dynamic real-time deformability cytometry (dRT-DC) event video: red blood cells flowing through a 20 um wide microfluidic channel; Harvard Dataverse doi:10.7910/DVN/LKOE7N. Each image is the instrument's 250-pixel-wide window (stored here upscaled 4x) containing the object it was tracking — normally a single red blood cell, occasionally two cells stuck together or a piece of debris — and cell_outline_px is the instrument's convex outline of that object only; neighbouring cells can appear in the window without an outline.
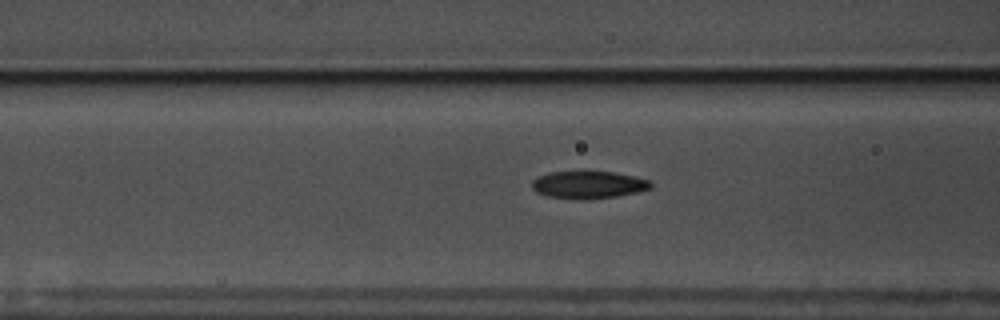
{"species": "common noctule bat (a hibernating species)", "species_latin": "Nyctalus noctula", "temperature_condition": "warm", "stored_images_in_passage": 59, "camera_frame_rate_fps": 3000, "um_per_image_px": 0.085, "animal": {"sex": "male", "body_mass_g": 17.5, "forearm_length_mm": 52.3}, "frame": {"image": 1, "passage_image": 24, "time_ms": 7.667, "image_size_px": [1000, 320], "cell_outline_px": [[652, 188], [636, 192], [616, 196], [584, 200], [576, 200], [548, 196], [536, 192], [532, 188], [532, 180], [540, 176], [552, 172], [616, 172], [652, 180]], "centroid_in_image_um": [50.04, 15.72], "position_along_channel_um": 116.6, "area_um2": 19.02}}
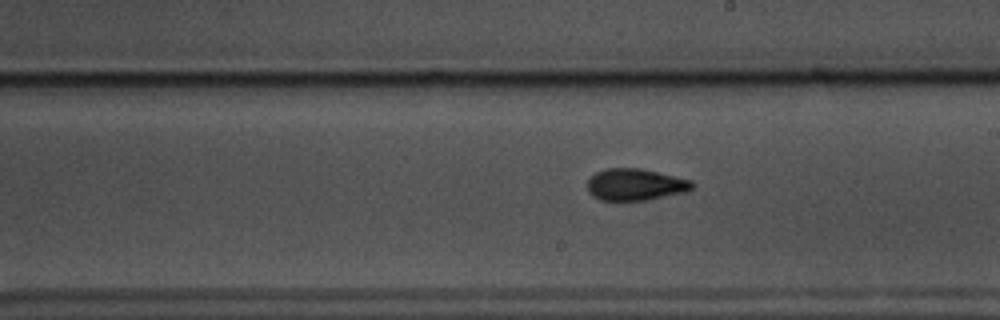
{"frame": {"image": 2, "passage_image": 34, "time_ms": 11.0, "image_size_px": [1000, 320], "cell_outline_px": [[696, 184], [692, 188], [684, 192], [648, 200], [600, 200], [592, 196], [588, 192], [588, 180], [596, 172], [604, 168], [640, 168], [692, 180]], "centroid_in_image_um": [54.0, 15.68], "position_along_channel_um": 235.0, "area_um2": 19.42}}
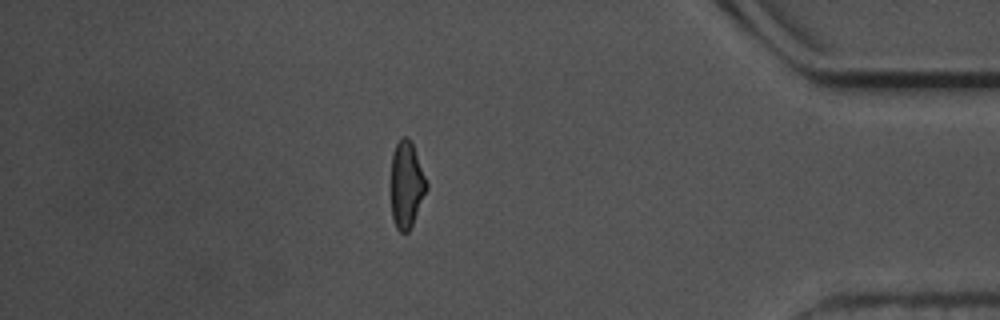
{"frame": {"image": 3, "passage_image": 51, "time_ms": 16.667, "image_size_px": [1000, 320], "cell_outline_px": [[428, 188], [412, 224], [408, 232], [400, 232], [396, 228], [392, 216], [392, 152], [400, 136], [408, 136], [412, 144], [428, 184]], "centroid_in_image_um": [34.55, 15.68], "position_along_channel_um": 400.6, "area_um2": 17.69}, "authors_computed_cell_mechanics": {"area_um2": 18.4382, "velocity_mm_per_s": 3.5609, "shape_relaxation_time_tau1_ms": 2.7537, "shape_relaxation_time_tau2_ms": 2.3893, "deformation_change_tau1": 0.1357, "deformation_change_tau2": 0.0937}}